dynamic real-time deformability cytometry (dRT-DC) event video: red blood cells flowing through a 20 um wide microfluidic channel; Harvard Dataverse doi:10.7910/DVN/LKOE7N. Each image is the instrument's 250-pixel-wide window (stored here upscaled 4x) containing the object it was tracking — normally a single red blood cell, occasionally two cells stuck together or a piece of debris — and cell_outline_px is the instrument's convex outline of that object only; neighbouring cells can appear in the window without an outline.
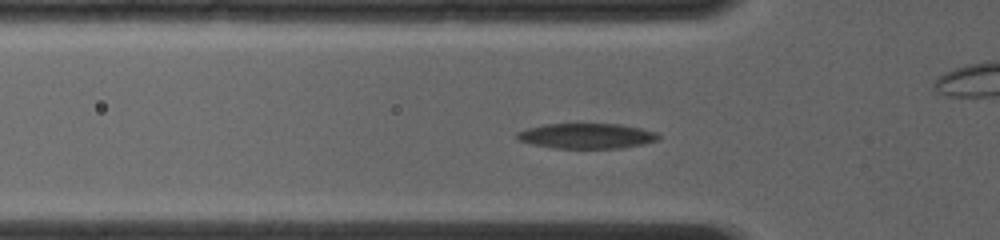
{"species": "common noctule bat (a hibernating species)", "species_latin": "Nyctalus noctula", "temperature_condition": "room temperature", "stored_images_in_passage": 62, "camera_frame_rate_fps": 4000, "um_per_image_px": 0.085, "animal": {"sex": "female", "body_mass_g": 19.0, "forearm_length_mm": 56.7}, "frame": {"image": 1, "passage_image": 18, "time_ms": 4.25, "image_size_px": [1000, 240], "cell_outline_px": [[660, 140], [644, 144], [620, 148], [552, 148], [532, 144], [516, 140], [516, 132], [528, 128], [544, 124], [620, 124], [640, 128], [656, 132], [660, 136]], "centroid_in_image_um": [49.86, 11.56], "position_along_channel_um": 75.9, "area_um2": 20.92}}
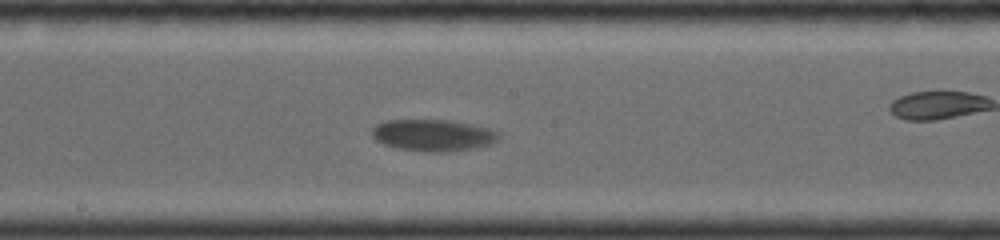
{"frame": {"image": 2, "passage_image": 32, "time_ms": 7.75, "image_size_px": [1000, 240], "cell_outline_px": [[500, 140], [476, 148], [448, 152], [428, 152], [396, 148], [384, 144], [376, 140], [372, 136], [372, 128], [376, 124], [388, 120], [452, 120], [472, 124], [488, 128], [500, 132]], "centroid_in_image_um": [36.84, 11.49], "position_along_channel_um": 211.4, "area_um2": 23.64}}
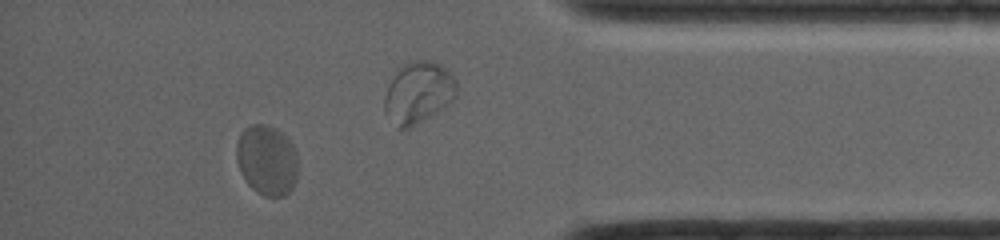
{"frame": {"image": 3, "passage_image": 55, "time_ms": 13.5, "image_size_px": [1000, 240], "cell_outline_px": [[296, 180], [292, 188], [284, 196], [264, 196], [256, 192], [248, 184], [236, 160], [236, 144], [240, 132], [248, 124], [268, 124], [276, 128], [296, 148]], "centroid_in_image_um": [22.66, 13.58], "position_along_channel_um": 412.5, "area_um2": 25.2}, "authors_computed_cell_mechanics": {"area_um2": 23.0911, "velocity_mm_per_s": 3.8727, "shape_relaxation_time_tau1_ms": 4.1967, "shape_relaxation_time_tau2_ms": null, "deformation_change_tau1": 0.1353, "deformation_change_tau2": null}}